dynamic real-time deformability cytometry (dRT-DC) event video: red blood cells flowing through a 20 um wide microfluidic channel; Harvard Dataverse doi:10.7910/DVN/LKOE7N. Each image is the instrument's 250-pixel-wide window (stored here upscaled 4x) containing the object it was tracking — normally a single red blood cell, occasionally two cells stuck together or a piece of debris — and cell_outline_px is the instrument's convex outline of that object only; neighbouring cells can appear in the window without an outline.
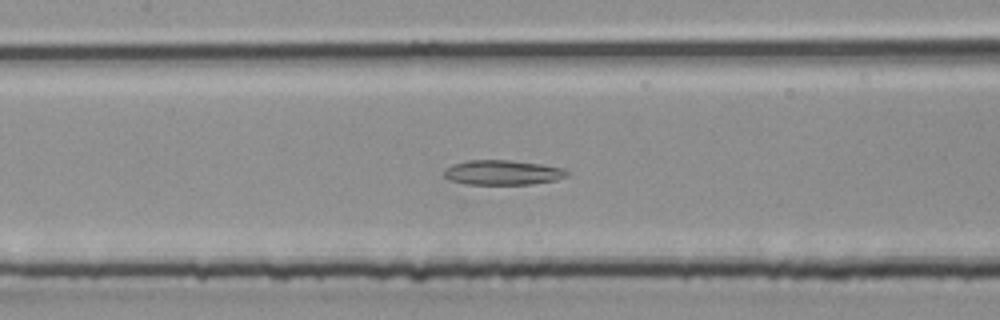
{"species": "common noctule bat (a hibernating species)", "species_latin": "Nyctalus noctula", "temperature_condition": "room temperature", "stored_images_in_passage": 36, "camera_frame_rate_fps": 3000, "um_per_image_px": 0.085, "animal": {"sex": "male", "body_mass_g": 20.4}, "frame": {"image": 1, "passage_image": 17, "time_ms": 5.333, "image_size_px": [1000, 320], "cell_outline_px": [[572, 172], [568, 176], [556, 180], [532, 184], [464, 184], [448, 180], [444, 176], [444, 168], [452, 164], [468, 160], [512, 160], [540, 164], [564, 168]], "centroid_in_image_um": [42.73, 14.66], "position_along_channel_um": 164.7, "area_um2": 18.03}}
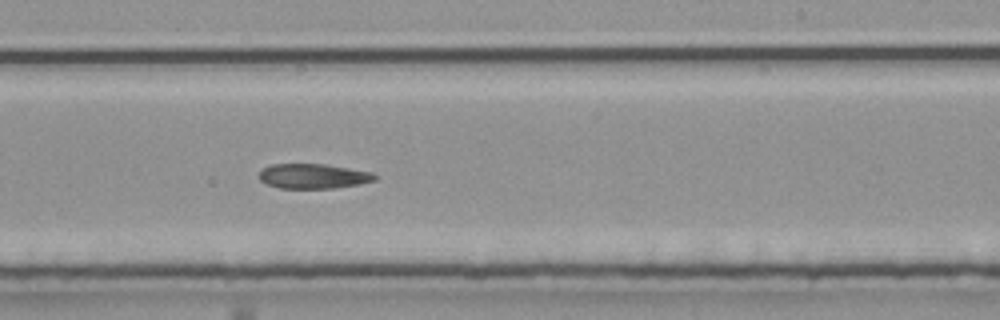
{"frame": {"image": 2, "passage_image": 22, "time_ms": 7.0, "image_size_px": [1000, 320], "cell_outline_px": [[376, 180], [360, 184], [336, 188], [280, 188], [268, 184], [260, 180], [260, 172], [264, 168], [272, 164], [324, 164], [372, 172], [376, 176]], "centroid_in_image_um": [26.65, 14.98], "position_along_channel_um": 262.3, "area_um2": 16.59}}
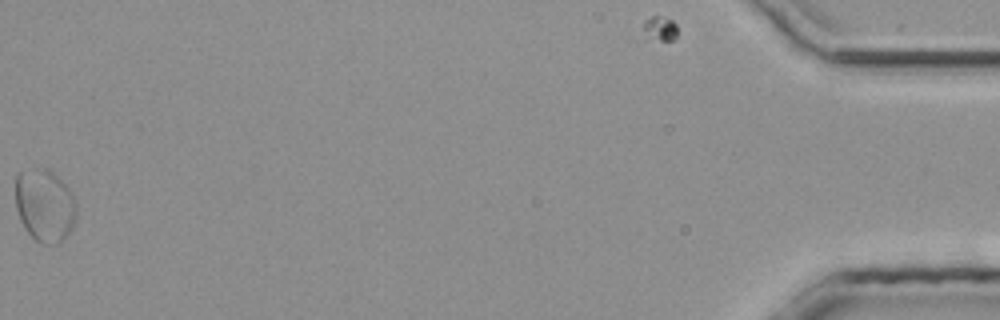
{"frame": {"image": 3, "passage_image": 36, "time_ms": 11.667, "image_size_px": [1000, 320], "cell_outline_px": [[76, 216], [72, 228], [68, 236], [60, 244], [40, 244], [24, 228], [20, 220], [16, 208], [16, 176], [20, 172], [44, 168], [52, 172], [68, 188], [76, 204]], "centroid_in_image_um": [3.81, 17.52], "position_along_channel_um": 431.4, "area_um2": 25.72}}